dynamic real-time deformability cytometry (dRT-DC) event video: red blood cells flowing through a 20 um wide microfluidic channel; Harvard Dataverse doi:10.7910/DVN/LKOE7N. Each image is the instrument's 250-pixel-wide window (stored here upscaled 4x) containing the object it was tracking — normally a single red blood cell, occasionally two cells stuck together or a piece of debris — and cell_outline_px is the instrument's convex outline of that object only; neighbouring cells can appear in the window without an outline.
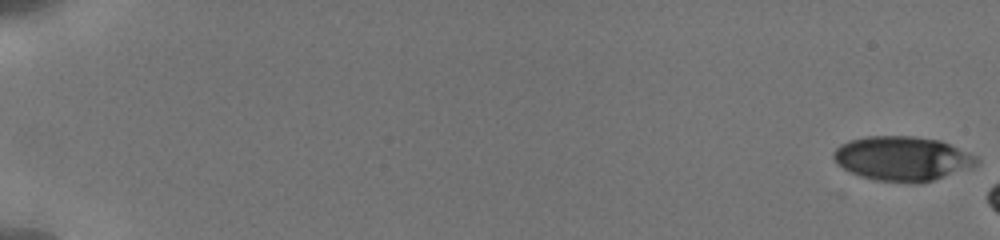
{"species": "human", "species_latin": "Homo sapiens", "temperature_condition": "cold", "stored_images_in_passage": 8, "camera_frame_rate_fps": 3000, "um_per_image_px": 0.085, "donor": {"sex": "male"}, "frame": {"image": 1, "passage_image": 1, "time_ms": 0.0, "image_size_px": [1000, 240], "cell_outline_px": [[980, 160], [972, 168], [920, 184], [916, 184], [876, 180], [860, 176], [836, 164], [832, 156], [832, 152], [840, 144], [848, 140], [868, 136], [916, 136], [940, 140], [976, 156]], "centroid_in_image_um": [76.69, 13.48], "position_along_channel_um": 8.3, "area_um2": 37.34}}